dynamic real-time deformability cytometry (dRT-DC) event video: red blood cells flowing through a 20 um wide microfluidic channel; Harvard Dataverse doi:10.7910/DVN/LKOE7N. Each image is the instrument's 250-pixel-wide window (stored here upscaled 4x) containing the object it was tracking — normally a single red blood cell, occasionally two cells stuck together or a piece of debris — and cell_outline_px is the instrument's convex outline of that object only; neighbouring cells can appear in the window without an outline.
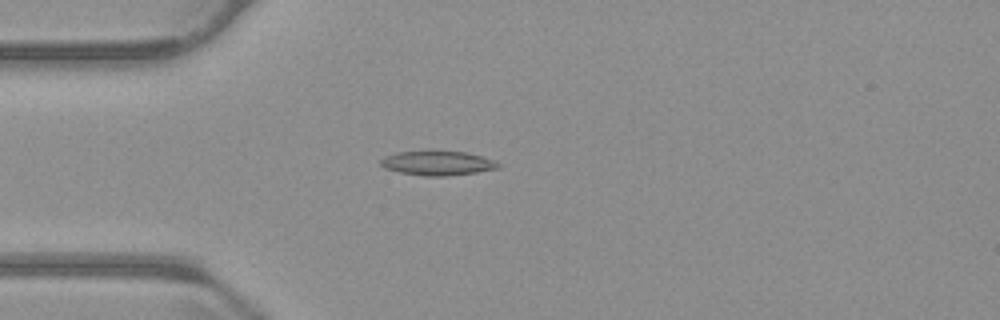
{"species": "common noctule bat (a hibernating species)", "species_latin": "Nyctalus noctula", "temperature_condition": "warm", "stored_images_in_passage": 43, "camera_frame_rate_fps": 3000, "um_per_image_px": 0.085, "animal": {"sex": "male", "body_mass_g": 23.1, "forearm_length_mm": 52.7}, "frame": {"image": 1, "passage_image": 3, "time_ms": 0.667, "image_size_px": [1000, 320], "cell_outline_px": [[500, 168], [476, 172], [448, 176], [424, 176], [400, 172], [384, 168], [380, 164], [380, 160], [384, 156], [396, 152], [428, 148], [464, 152], [480, 156], [492, 160], [500, 164]], "centroid_in_image_um": [37.12, 13.82], "position_along_channel_um": 47.9, "area_um2": 17.34}}
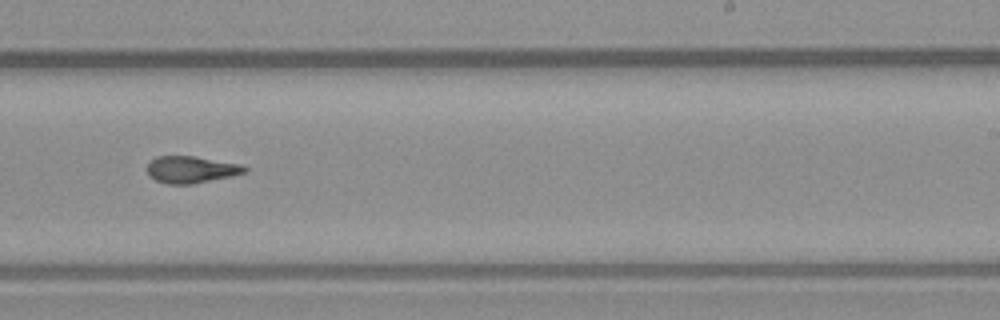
{"frame": {"image": 2, "passage_image": 22, "time_ms": 7.0, "image_size_px": [1000, 320], "cell_outline_px": [[248, 172], [232, 176], [192, 184], [168, 184], [156, 180], [148, 176], [148, 164], [156, 156], [196, 156], [240, 164], [248, 168]], "centroid_in_image_um": [16.27, 14.41], "position_along_channel_um": 272.7, "area_um2": 15.32}}
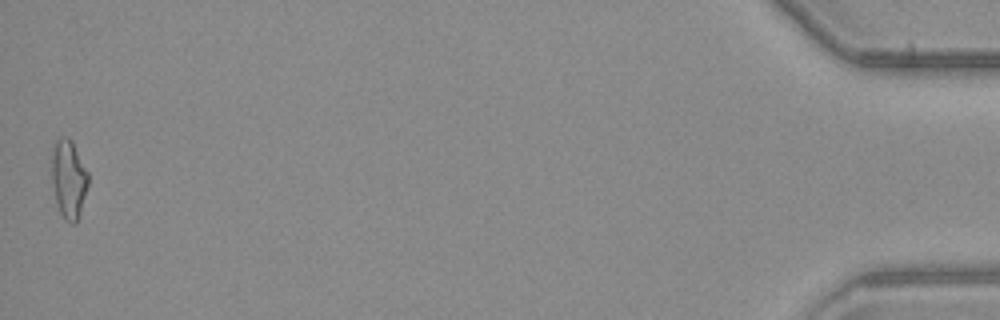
{"frame": {"image": 3, "passage_image": 43, "time_ms": 14.0, "image_size_px": [1000, 320], "cell_outline_px": [[88, 184], [76, 224], [72, 224], [64, 220], [60, 212], [52, 188], [52, 156], [56, 140], [64, 136], [68, 136], [72, 140], [88, 172]], "centroid_in_image_um": [5.83, 15.22], "position_along_channel_um": 429.4, "area_um2": 16.59}, "authors_computed_cell_mechanics": {"area_um2": 15.5482, "velocity_mm_per_s": 3.7383, "shape_relaxation_time_tau1_ms": null, "shape_relaxation_time_tau2_ms": 3.5963, "deformation_change_tau1": null, "deformation_change_tau2": 0.1177}}